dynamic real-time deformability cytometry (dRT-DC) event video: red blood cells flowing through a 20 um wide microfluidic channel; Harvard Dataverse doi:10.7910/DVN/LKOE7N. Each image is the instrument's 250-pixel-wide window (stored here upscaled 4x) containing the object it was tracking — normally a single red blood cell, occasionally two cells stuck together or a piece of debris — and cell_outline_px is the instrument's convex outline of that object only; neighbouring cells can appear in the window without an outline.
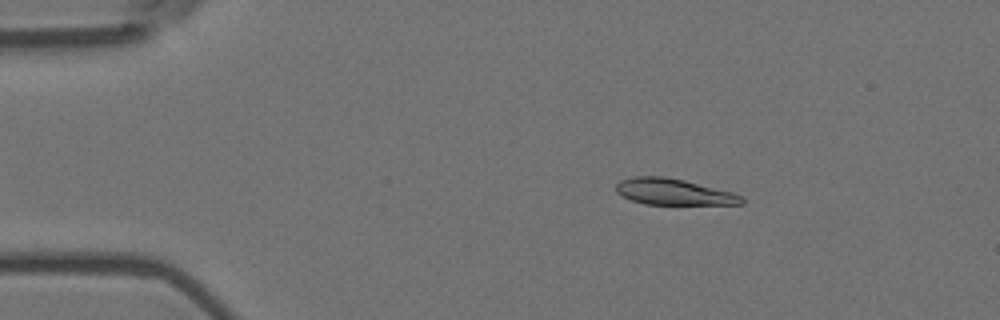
{"species": "Egyptian fruit bat (a non-hibernating species)", "species_latin": "Rousettus aegyptiacus", "temperature_condition": "room temperature", "stored_images_in_passage": 6, "camera_frame_rate_fps": 3000, "um_per_image_px": 0.085, "animal": {"sex": "female"}, "frame": {"image": 1, "passage_image": 3, "time_ms": 0.667, "image_size_px": [1000, 320], "cell_outline_px": [[744, 204], [644, 204], [620, 196], [616, 192], [616, 184], [620, 180], [632, 176], [664, 176], [684, 180], [732, 192], [740, 196], [744, 200]], "centroid_in_image_um": [57.19, 16.3], "position_along_channel_um": 27.8, "area_um2": 19.13}}